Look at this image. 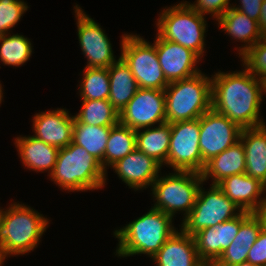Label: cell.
Returning <instances> with one entry per match:
<instances>
[{"mask_svg": "<svg viewBox=\"0 0 266 266\" xmlns=\"http://www.w3.org/2000/svg\"><path fill=\"white\" fill-rule=\"evenodd\" d=\"M211 108L241 129L266 125L260 117L262 80L245 67L242 71L216 72L211 76Z\"/></svg>", "mask_w": 266, "mask_h": 266, "instance_id": "6da1fadb", "label": "cell"}, {"mask_svg": "<svg viewBox=\"0 0 266 266\" xmlns=\"http://www.w3.org/2000/svg\"><path fill=\"white\" fill-rule=\"evenodd\" d=\"M49 219L18 202L0 209V252L6 257L24 255L38 247Z\"/></svg>", "mask_w": 266, "mask_h": 266, "instance_id": "7a4b0ae2", "label": "cell"}, {"mask_svg": "<svg viewBox=\"0 0 266 266\" xmlns=\"http://www.w3.org/2000/svg\"><path fill=\"white\" fill-rule=\"evenodd\" d=\"M170 215L151 207L149 212L115 230L119 239L116 254L118 257H129L146 254L153 257L163 244L177 231Z\"/></svg>", "mask_w": 266, "mask_h": 266, "instance_id": "3957f363", "label": "cell"}, {"mask_svg": "<svg viewBox=\"0 0 266 266\" xmlns=\"http://www.w3.org/2000/svg\"><path fill=\"white\" fill-rule=\"evenodd\" d=\"M49 178L62 190L85 192L103 188L107 173L99 160L72 141L68 146L59 149Z\"/></svg>", "mask_w": 266, "mask_h": 266, "instance_id": "277c9868", "label": "cell"}, {"mask_svg": "<svg viewBox=\"0 0 266 266\" xmlns=\"http://www.w3.org/2000/svg\"><path fill=\"white\" fill-rule=\"evenodd\" d=\"M166 122L198 119L211 109V77L200 72L165 88Z\"/></svg>", "mask_w": 266, "mask_h": 266, "instance_id": "5b68a950", "label": "cell"}, {"mask_svg": "<svg viewBox=\"0 0 266 266\" xmlns=\"http://www.w3.org/2000/svg\"><path fill=\"white\" fill-rule=\"evenodd\" d=\"M157 20V35L184 46L200 58L205 53L206 17L193 10L185 1L165 7Z\"/></svg>", "mask_w": 266, "mask_h": 266, "instance_id": "8992f818", "label": "cell"}, {"mask_svg": "<svg viewBox=\"0 0 266 266\" xmlns=\"http://www.w3.org/2000/svg\"><path fill=\"white\" fill-rule=\"evenodd\" d=\"M203 183L201 173L194 171L174 170V173L166 176L159 175L151 187L154 202L156 201L153 208L172 218L178 211L184 212V220L192 211Z\"/></svg>", "mask_w": 266, "mask_h": 266, "instance_id": "52a82bcc", "label": "cell"}, {"mask_svg": "<svg viewBox=\"0 0 266 266\" xmlns=\"http://www.w3.org/2000/svg\"><path fill=\"white\" fill-rule=\"evenodd\" d=\"M120 58L130 68L139 88L165 90L169 85L154 44L137 34H123Z\"/></svg>", "mask_w": 266, "mask_h": 266, "instance_id": "ba28073f", "label": "cell"}, {"mask_svg": "<svg viewBox=\"0 0 266 266\" xmlns=\"http://www.w3.org/2000/svg\"><path fill=\"white\" fill-rule=\"evenodd\" d=\"M202 187L201 184L192 211L181 224V229L191 236L204 228L233 219L242 212L217 185L211 184L208 191Z\"/></svg>", "mask_w": 266, "mask_h": 266, "instance_id": "9c48e42d", "label": "cell"}, {"mask_svg": "<svg viewBox=\"0 0 266 266\" xmlns=\"http://www.w3.org/2000/svg\"><path fill=\"white\" fill-rule=\"evenodd\" d=\"M171 135L166 165L173 170L201 173L205 166L199 148V118L170 123Z\"/></svg>", "mask_w": 266, "mask_h": 266, "instance_id": "30bf717a", "label": "cell"}, {"mask_svg": "<svg viewBox=\"0 0 266 266\" xmlns=\"http://www.w3.org/2000/svg\"><path fill=\"white\" fill-rule=\"evenodd\" d=\"M73 8L77 19L79 45L87 58V65L84 68H109L120 59V57L115 59L110 39L100 24L86 14L80 6L76 4Z\"/></svg>", "mask_w": 266, "mask_h": 266, "instance_id": "8fae6325", "label": "cell"}, {"mask_svg": "<svg viewBox=\"0 0 266 266\" xmlns=\"http://www.w3.org/2000/svg\"><path fill=\"white\" fill-rule=\"evenodd\" d=\"M166 122L164 90L139 88L119 113V123L138 130Z\"/></svg>", "mask_w": 266, "mask_h": 266, "instance_id": "7c38bea8", "label": "cell"}, {"mask_svg": "<svg viewBox=\"0 0 266 266\" xmlns=\"http://www.w3.org/2000/svg\"><path fill=\"white\" fill-rule=\"evenodd\" d=\"M199 124V148L204 163L240 140L242 129L212 108L199 117Z\"/></svg>", "mask_w": 266, "mask_h": 266, "instance_id": "4fadbf2b", "label": "cell"}, {"mask_svg": "<svg viewBox=\"0 0 266 266\" xmlns=\"http://www.w3.org/2000/svg\"><path fill=\"white\" fill-rule=\"evenodd\" d=\"M153 44L161 69L169 83L192 77L201 72L197 68V63L201 58L192 50L167 41L157 34Z\"/></svg>", "mask_w": 266, "mask_h": 266, "instance_id": "5bb4252c", "label": "cell"}, {"mask_svg": "<svg viewBox=\"0 0 266 266\" xmlns=\"http://www.w3.org/2000/svg\"><path fill=\"white\" fill-rule=\"evenodd\" d=\"M242 211L238 216L204 228L193 235L197 254L202 262L215 263L239 232L241 223L250 215Z\"/></svg>", "mask_w": 266, "mask_h": 266, "instance_id": "9a60e30c", "label": "cell"}, {"mask_svg": "<svg viewBox=\"0 0 266 266\" xmlns=\"http://www.w3.org/2000/svg\"><path fill=\"white\" fill-rule=\"evenodd\" d=\"M34 137L44 143L63 148L73 141L74 115L64 108L36 113L32 119Z\"/></svg>", "mask_w": 266, "mask_h": 266, "instance_id": "2e32d148", "label": "cell"}, {"mask_svg": "<svg viewBox=\"0 0 266 266\" xmlns=\"http://www.w3.org/2000/svg\"><path fill=\"white\" fill-rule=\"evenodd\" d=\"M111 168L129 188L138 191L152 187L162 166L153 158L135 149L113 164Z\"/></svg>", "mask_w": 266, "mask_h": 266, "instance_id": "e0dca14e", "label": "cell"}, {"mask_svg": "<svg viewBox=\"0 0 266 266\" xmlns=\"http://www.w3.org/2000/svg\"><path fill=\"white\" fill-rule=\"evenodd\" d=\"M217 186L241 210L255 213L266 200L264 184L246 173L231 175Z\"/></svg>", "mask_w": 266, "mask_h": 266, "instance_id": "ac0fdd59", "label": "cell"}, {"mask_svg": "<svg viewBox=\"0 0 266 266\" xmlns=\"http://www.w3.org/2000/svg\"><path fill=\"white\" fill-rule=\"evenodd\" d=\"M156 266H199L194 237L177 229L152 257Z\"/></svg>", "mask_w": 266, "mask_h": 266, "instance_id": "d6986e66", "label": "cell"}, {"mask_svg": "<svg viewBox=\"0 0 266 266\" xmlns=\"http://www.w3.org/2000/svg\"><path fill=\"white\" fill-rule=\"evenodd\" d=\"M14 144L23 166L36 172L47 171L48 176L52 173L59 148L46 144L33 135L16 137Z\"/></svg>", "mask_w": 266, "mask_h": 266, "instance_id": "ffe728a7", "label": "cell"}, {"mask_svg": "<svg viewBox=\"0 0 266 266\" xmlns=\"http://www.w3.org/2000/svg\"><path fill=\"white\" fill-rule=\"evenodd\" d=\"M245 151V173L266 183V125L242 129L239 140Z\"/></svg>", "mask_w": 266, "mask_h": 266, "instance_id": "44dd1931", "label": "cell"}, {"mask_svg": "<svg viewBox=\"0 0 266 266\" xmlns=\"http://www.w3.org/2000/svg\"><path fill=\"white\" fill-rule=\"evenodd\" d=\"M262 230V222L255 213H251L240 225L234 240L215 262L218 266H235L247 261L250 248Z\"/></svg>", "mask_w": 266, "mask_h": 266, "instance_id": "7402d4cb", "label": "cell"}, {"mask_svg": "<svg viewBox=\"0 0 266 266\" xmlns=\"http://www.w3.org/2000/svg\"><path fill=\"white\" fill-rule=\"evenodd\" d=\"M217 24L230 38L244 43L241 47H238L239 57L263 38L258 22L250 19L246 14L233 7H230L222 15Z\"/></svg>", "mask_w": 266, "mask_h": 266, "instance_id": "603a6c76", "label": "cell"}, {"mask_svg": "<svg viewBox=\"0 0 266 266\" xmlns=\"http://www.w3.org/2000/svg\"><path fill=\"white\" fill-rule=\"evenodd\" d=\"M245 171V151L242 143L238 141L235 145L206 162L201 176L203 182L210 177L212 184L217 185L223 179L231 175L245 173Z\"/></svg>", "mask_w": 266, "mask_h": 266, "instance_id": "cb8c5ba5", "label": "cell"}, {"mask_svg": "<svg viewBox=\"0 0 266 266\" xmlns=\"http://www.w3.org/2000/svg\"><path fill=\"white\" fill-rule=\"evenodd\" d=\"M110 94L109 102L120 113L139 89L130 68L120 58L108 68Z\"/></svg>", "mask_w": 266, "mask_h": 266, "instance_id": "d4e9b609", "label": "cell"}, {"mask_svg": "<svg viewBox=\"0 0 266 266\" xmlns=\"http://www.w3.org/2000/svg\"><path fill=\"white\" fill-rule=\"evenodd\" d=\"M143 130V131H141ZM171 135L168 122L136 130V149L157 161L161 166L167 162Z\"/></svg>", "mask_w": 266, "mask_h": 266, "instance_id": "484cf974", "label": "cell"}, {"mask_svg": "<svg viewBox=\"0 0 266 266\" xmlns=\"http://www.w3.org/2000/svg\"><path fill=\"white\" fill-rule=\"evenodd\" d=\"M112 127L83 124L74 117L73 142L99 160L103 169L104 151Z\"/></svg>", "mask_w": 266, "mask_h": 266, "instance_id": "4316f807", "label": "cell"}, {"mask_svg": "<svg viewBox=\"0 0 266 266\" xmlns=\"http://www.w3.org/2000/svg\"><path fill=\"white\" fill-rule=\"evenodd\" d=\"M135 149L136 130L120 123L113 126L104 151V170L106 173L109 166L111 167Z\"/></svg>", "mask_w": 266, "mask_h": 266, "instance_id": "83f0119b", "label": "cell"}, {"mask_svg": "<svg viewBox=\"0 0 266 266\" xmlns=\"http://www.w3.org/2000/svg\"><path fill=\"white\" fill-rule=\"evenodd\" d=\"M74 117L88 125L115 126L119 123V113L109 100H82L81 109Z\"/></svg>", "mask_w": 266, "mask_h": 266, "instance_id": "f1b7e54d", "label": "cell"}, {"mask_svg": "<svg viewBox=\"0 0 266 266\" xmlns=\"http://www.w3.org/2000/svg\"><path fill=\"white\" fill-rule=\"evenodd\" d=\"M0 36V62L7 66L19 67L29 61L33 46L29 38L20 34Z\"/></svg>", "mask_w": 266, "mask_h": 266, "instance_id": "f546056e", "label": "cell"}, {"mask_svg": "<svg viewBox=\"0 0 266 266\" xmlns=\"http://www.w3.org/2000/svg\"><path fill=\"white\" fill-rule=\"evenodd\" d=\"M79 84L82 100H108L110 82L108 68H84Z\"/></svg>", "mask_w": 266, "mask_h": 266, "instance_id": "4dcf8cb0", "label": "cell"}, {"mask_svg": "<svg viewBox=\"0 0 266 266\" xmlns=\"http://www.w3.org/2000/svg\"><path fill=\"white\" fill-rule=\"evenodd\" d=\"M242 65L251 74L263 80L266 78V37L250 47L241 57Z\"/></svg>", "mask_w": 266, "mask_h": 266, "instance_id": "1f68e13d", "label": "cell"}, {"mask_svg": "<svg viewBox=\"0 0 266 266\" xmlns=\"http://www.w3.org/2000/svg\"><path fill=\"white\" fill-rule=\"evenodd\" d=\"M28 8L23 0H0V36L10 33Z\"/></svg>", "mask_w": 266, "mask_h": 266, "instance_id": "d6a6232c", "label": "cell"}, {"mask_svg": "<svg viewBox=\"0 0 266 266\" xmlns=\"http://www.w3.org/2000/svg\"><path fill=\"white\" fill-rule=\"evenodd\" d=\"M197 13L205 16L212 15L218 21L222 15L230 8V0H196L195 3L185 1Z\"/></svg>", "mask_w": 266, "mask_h": 266, "instance_id": "836d02e7", "label": "cell"}, {"mask_svg": "<svg viewBox=\"0 0 266 266\" xmlns=\"http://www.w3.org/2000/svg\"><path fill=\"white\" fill-rule=\"evenodd\" d=\"M247 261L256 266H266V231L264 229L261 230L257 240L250 248Z\"/></svg>", "mask_w": 266, "mask_h": 266, "instance_id": "e575fe53", "label": "cell"}, {"mask_svg": "<svg viewBox=\"0 0 266 266\" xmlns=\"http://www.w3.org/2000/svg\"><path fill=\"white\" fill-rule=\"evenodd\" d=\"M239 2L241 3L239 6L233 4L232 7L258 22L263 0H239Z\"/></svg>", "mask_w": 266, "mask_h": 266, "instance_id": "d590c367", "label": "cell"}, {"mask_svg": "<svg viewBox=\"0 0 266 266\" xmlns=\"http://www.w3.org/2000/svg\"><path fill=\"white\" fill-rule=\"evenodd\" d=\"M258 25L263 37H266V0L262 3Z\"/></svg>", "mask_w": 266, "mask_h": 266, "instance_id": "8d00e7d4", "label": "cell"}, {"mask_svg": "<svg viewBox=\"0 0 266 266\" xmlns=\"http://www.w3.org/2000/svg\"><path fill=\"white\" fill-rule=\"evenodd\" d=\"M258 218L262 222V229L266 231V200L264 203L259 207V209L255 212Z\"/></svg>", "mask_w": 266, "mask_h": 266, "instance_id": "74e56055", "label": "cell"}, {"mask_svg": "<svg viewBox=\"0 0 266 266\" xmlns=\"http://www.w3.org/2000/svg\"><path fill=\"white\" fill-rule=\"evenodd\" d=\"M235 266H256V265L252 264L248 261H244V262L240 263L239 265H235Z\"/></svg>", "mask_w": 266, "mask_h": 266, "instance_id": "f35d334b", "label": "cell"}, {"mask_svg": "<svg viewBox=\"0 0 266 266\" xmlns=\"http://www.w3.org/2000/svg\"><path fill=\"white\" fill-rule=\"evenodd\" d=\"M199 266H218L216 263L202 262Z\"/></svg>", "mask_w": 266, "mask_h": 266, "instance_id": "ab89813d", "label": "cell"}, {"mask_svg": "<svg viewBox=\"0 0 266 266\" xmlns=\"http://www.w3.org/2000/svg\"><path fill=\"white\" fill-rule=\"evenodd\" d=\"M7 259L5 255H3L1 252H0V266L3 265V262H5L4 260Z\"/></svg>", "mask_w": 266, "mask_h": 266, "instance_id": "60d3db41", "label": "cell"}, {"mask_svg": "<svg viewBox=\"0 0 266 266\" xmlns=\"http://www.w3.org/2000/svg\"><path fill=\"white\" fill-rule=\"evenodd\" d=\"M3 87H2V84L0 83V104L1 102L3 101Z\"/></svg>", "mask_w": 266, "mask_h": 266, "instance_id": "b9f144b4", "label": "cell"}, {"mask_svg": "<svg viewBox=\"0 0 266 266\" xmlns=\"http://www.w3.org/2000/svg\"><path fill=\"white\" fill-rule=\"evenodd\" d=\"M263 83V95H266V78L262 80Z\"/></svg>", "mask_w": 266, "mask_h": 266, "instance_id": "7bdbcfd3", "label": "cell"}]
</instances>
